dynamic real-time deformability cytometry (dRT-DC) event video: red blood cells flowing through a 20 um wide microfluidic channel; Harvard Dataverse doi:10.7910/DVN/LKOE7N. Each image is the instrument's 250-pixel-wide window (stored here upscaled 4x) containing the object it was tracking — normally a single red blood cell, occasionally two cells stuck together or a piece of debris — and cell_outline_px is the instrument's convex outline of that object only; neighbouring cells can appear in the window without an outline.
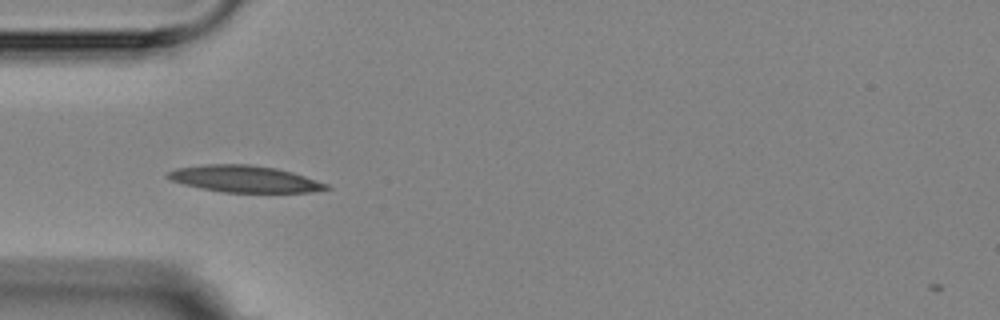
{"species": "Egyptian fruit bat (a non-hibernating species)", "species_latin": "Rousettus aegyptiacus", "temperature_condition": "room temperature", "stored_images_in_passage": 7, "camera_frame_rate_fps": 3000, "um_per_image_px": 0.085, "animal": {"sex": "female"}, "frame": {"image": 1, "passage_image": 4, "time_ms": 4.333, "image_size_px": [1000, 320], "cell_outline_px": [[332, 188], [312, 192], [224, 192], [200, 188], [184, 184], [172, 180], [164, 176], [168, 172], [176, 168], [208, 164], [248, 164], [276, 168], [292, 172], [328, 184]], "centroid_in_image_um": [20.79, 15.21], "position_along_channel_um": 64.2, "area_um2": 24.51}}
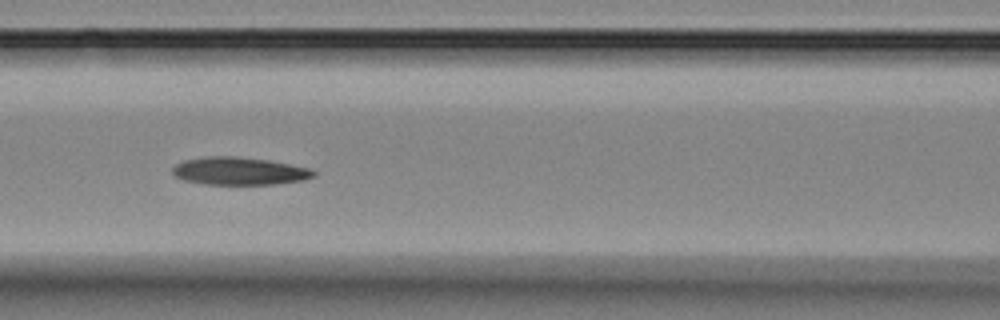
{"frame": {"image": 2, "passage_image": 6, "time_ms": 6.667, "image_size_px": [1000, 320], "cell_outline_px": [[316, 176], [300, 180], [276, 184], [204, 184], [184, 180], [172, 176], [172, 168], [176, 164], [184, 160], [204, 156], [236, 156], [268, 160], [308, 168], [316, 172]], "centroid_in_image_um": [20.28, 14.53], "position_along_channel_um": 146.3, "area_um2": 22.77}}
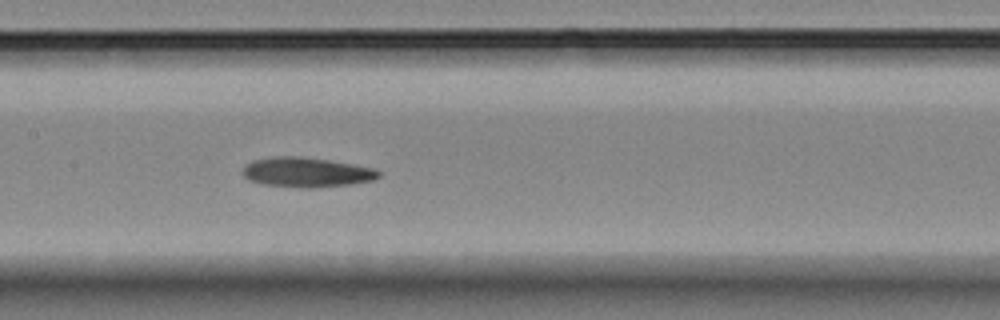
{"frame": {"image": 3, "passage_image": 7, "time_ms": 7.667, "image_size_px": [1000, 320], "cell_outline_px": [[380, 176], [372, 180], [352, 184], [312, 188], [300, 188], [264, 184], [248, 180], [240, 172], [252, 160], [276, 156], [300, 156], [328, 160], [352, 164], [372, 168], [380, 172]], "centroid_in_image_um": [26.02, 14.65], "position_along_channel_um": 181.4, "area_um2": 23.52}}